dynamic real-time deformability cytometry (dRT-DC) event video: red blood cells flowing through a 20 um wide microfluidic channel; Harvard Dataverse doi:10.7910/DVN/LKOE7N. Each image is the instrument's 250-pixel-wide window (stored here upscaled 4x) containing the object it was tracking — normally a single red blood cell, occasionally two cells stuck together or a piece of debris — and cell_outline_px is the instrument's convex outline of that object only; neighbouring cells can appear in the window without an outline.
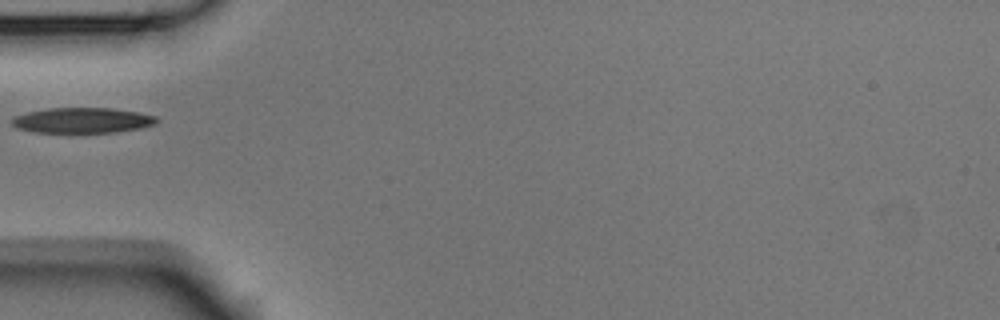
{"species": "Egyptian fruit bat (a non-hibernating species)", "species_latin": "Rousettus aegyptiacus", "temperature_condition": "room temperature", "stored_images_in_passage": 1, "camera_frame_rate_fps": 3000, "um_per_image_px": 0.085, "animal": {"sex": "male"}, "frame": {"image": 1, "passage_image": 1, "time_ms": 0.0, "image_size_px": [1000, 320], "cell_outline_px": [[160, 120], [156, 124], [140, 128], [116, 132], [36, 132], [16, 128], [12, 124], [12, 120], [16, 116], [28, 112], [48, 108], [112, 108], [140, 112], [156, 116]], "centroid_in_image_um": [7.06, 10.22], "position_along_channel_um": 77.9, "area_um2": 21.39}}